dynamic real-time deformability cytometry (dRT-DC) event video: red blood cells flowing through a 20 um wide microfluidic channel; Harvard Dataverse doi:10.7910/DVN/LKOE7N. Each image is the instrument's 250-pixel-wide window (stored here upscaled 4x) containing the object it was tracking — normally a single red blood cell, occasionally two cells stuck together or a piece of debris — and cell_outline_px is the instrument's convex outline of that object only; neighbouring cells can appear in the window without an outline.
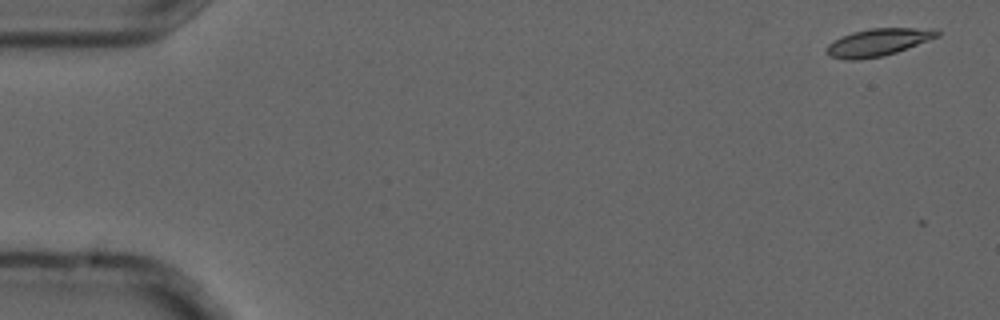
{"species": "common noctule bat (a hibernating species)", "species_latin": "Nyctalus noctula", "temperature_condition": "cold", "stored_images_in_passage": 4, "camera_frame_rate_fps": 3000, "um_per_image_px": 0.085, "animal": {"sex": "male", "forearm_length_mm": 52.5}, "frame": {"image": 1, "passage_image": 1, "time_ms": 0.0, "image_size_px": [1000, 320], "cell_outline_px": [[940, 36], [896, 52], [884, 56], [856, 60], [848, 60], [832, 56], [828, 52], [828, 44], [852, 32], [872, 28], [936, 28], [940, 32]], "centroid_in_image_um": [74.72, 3.58], "position_along_channel_um": 10.3, "area_um2": 17.4}}